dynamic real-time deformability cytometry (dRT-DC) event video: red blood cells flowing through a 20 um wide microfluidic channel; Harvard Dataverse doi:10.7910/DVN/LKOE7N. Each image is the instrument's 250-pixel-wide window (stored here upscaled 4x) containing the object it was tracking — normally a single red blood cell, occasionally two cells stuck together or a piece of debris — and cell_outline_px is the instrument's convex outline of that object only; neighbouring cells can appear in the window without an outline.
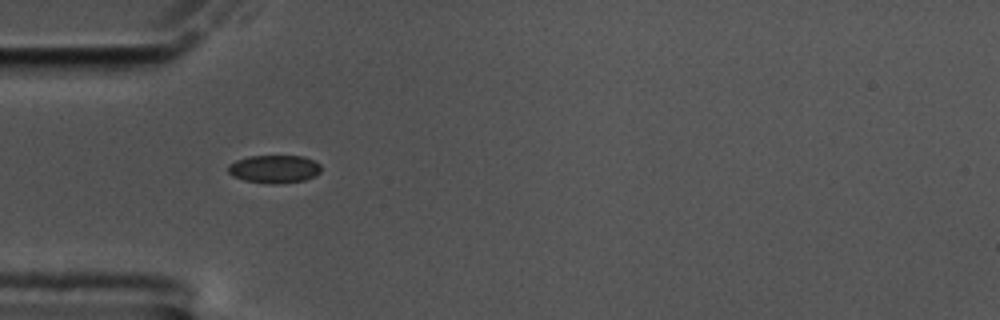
{"species": "common noctule bat (a hibernating species)", "species_latin": "Nyctalus noctula", "temperature_condition": "cold", "stored_images_in_passage": 42, "camera_frame_rate_fps": 3000, "um_per_image_px": 0.085, "animal": {"sex": "male", "body_mass_g": 17.5, "forearm_length_mm": 52.3}, "frame": {"image": 1, "passage_image": 1, "time_ms": 0.0, "image_size_px": [1000, 320], "cell_outline_px": [[320, 172], [316, 176], [304, 180], [272, 184], [244, 180], [232, 176], [228, 172], [228, 164], [236, 160], [248, 156], [304, 156], [320, 164]], "centroid_in_image_um": [23.3, 14.36], "position_along_channel_um": 61.7, "area_um2": 15.14}}
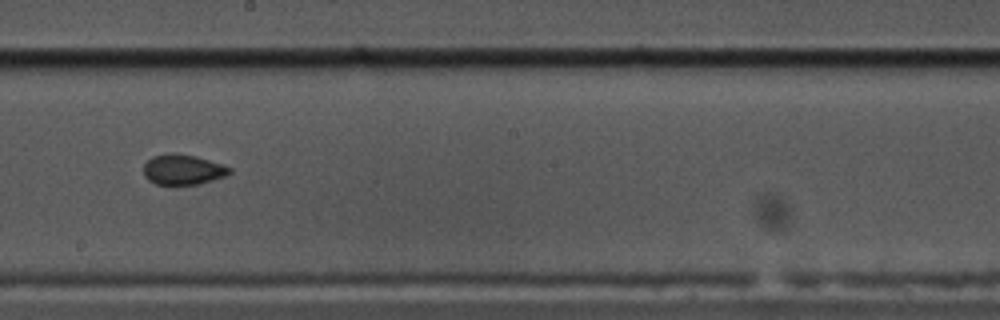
{"frame": {"image": 2, "passage_image": 16, "time_ms": 5.0, "image_size_px": [1000, 320], "cell_outline_px": [[232, 172], [224, 176], [200, 184], [156, 184], [148, 180], [144, 176], [144, 164], [152, 156], [168, 152], [176, 152], [196, 156], [232, 168]], "centroid_in_image_um": [15.52, 14.4], "position_along_channel_um": 232.7, "area_um2": 15.2}}
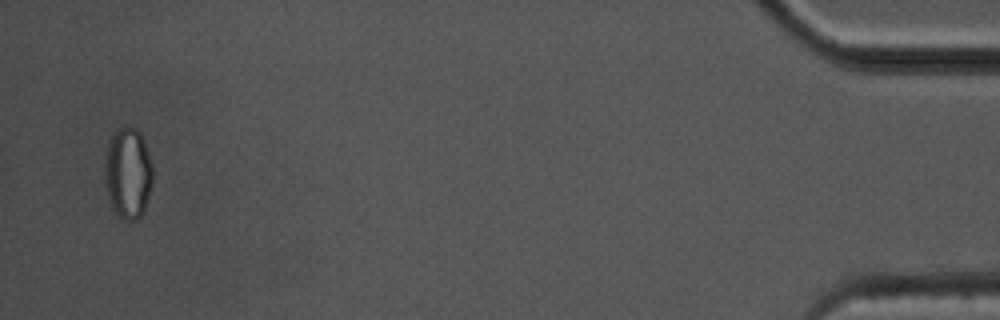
{"frame": {"image": 3, "passage_image": 40, "time_ms": 13.0, "image_size_px": [1000, 320], "cell_outline_px": [[152, 184], [144, 212], [136, 220], [124, 220], [112, 208], [108, 196], [104, 176], [104, 164], [108, 140], [116, 128], [136, 128], [140, 132], [152, 168]], "centroid_in_image_um": [10.85, 14.72], "position_along_channel_um": 424.3, "area_um2": 25.37}, "authors_computed_cell_mechanics": {"area_um2": 15.2881, "velocity_mm_per_s": 3.4578, "shape_relaxation_time_tau1_ms": null, "shape_relaxation_time_tau2_ms": 2.2692, "deformation_change_tau1": null, "deformation_change_tau2": 0.0657}}